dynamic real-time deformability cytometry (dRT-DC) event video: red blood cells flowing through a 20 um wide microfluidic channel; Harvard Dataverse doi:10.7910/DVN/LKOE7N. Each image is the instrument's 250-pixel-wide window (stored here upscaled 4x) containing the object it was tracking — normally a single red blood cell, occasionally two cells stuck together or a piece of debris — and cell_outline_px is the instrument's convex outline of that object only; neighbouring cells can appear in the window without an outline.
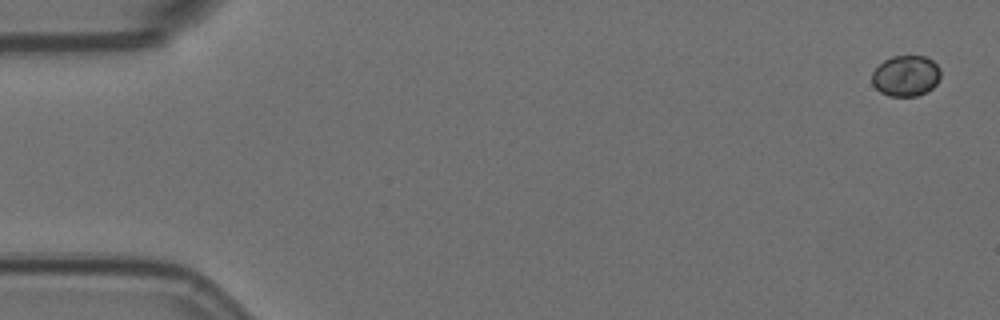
{"species": "Egyptian fruit bat (a non-hibernating species)", "species_latin": "Rousettus aegyptiacus", "temperature_condition": "room temperature", "stored_images_in_passage": 9, "camera_frame_rate_fps": 3000, "um_per_image_px": 0.085, "animal": {"sex": "female"}, "frame": {"image": 1, "passage_image": 1, "time_ms": 0.0, "image_size_px": [1000, 320], "cell_outline_px": [[940, 76], [936, 84], [932, 88], [916, 96], [888, 96], [880, 92], [872, 84], [872, 72], [884, 60], [892, 56], [924, 56], [932, 60], [940, 68]], "centroid_in_image_um": [76.98, 6.44], "position_along_channel_um": 8.0, "area_um2": 16.3}}
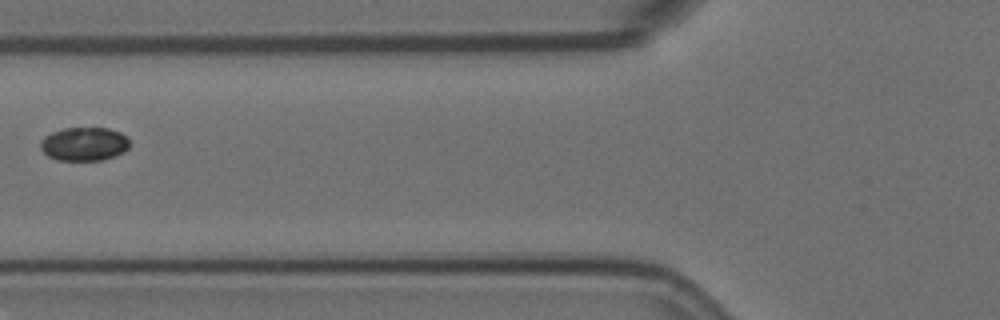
{"frame": {"image": 2, "passage_image": 7, "time_ms": 2.0, "image_size_px": [1000, 320], "cell_outline_px": [[128, 148], [124, 152], [104, 160], [56, 160], [48, 156], [40, 148], [40, 140], [44, 136], [52, 132], [64, 128], [108, 128], [120, 132], [128, 136]], "centroid_in_image_um": [7.15, 12.24], "position_along_channel_um": 118.7, "area_um2": 17.57}}
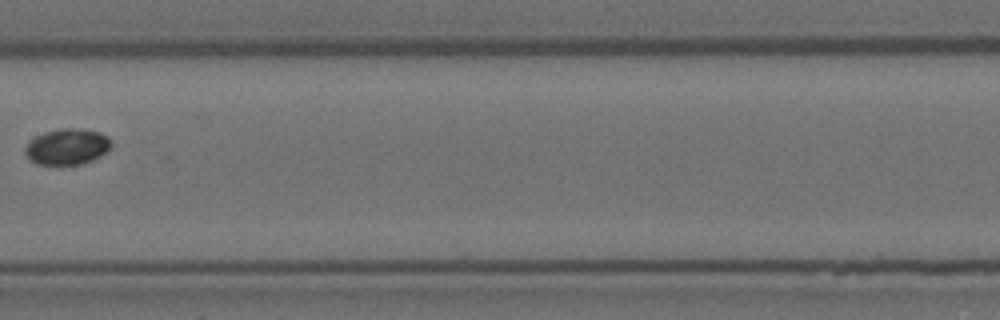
{"frame": {"image": 3, "passage_image": 9, "time_ms": 2.667, "image_size_px": [1000, 320], "cell_outline_px": [[112, 144], [100, 156], [92, 160], [80, 164], [36, 164], [24, 152], [24, 148], [36, 136], [44, 132], [60, 128], [72, 128], [100, 132], [108, 136], [112, 140]], "centroid_in_image_um": [5.72, 12.45], "position_along_channel_um": 201.7, "area_um2": 17.8}}